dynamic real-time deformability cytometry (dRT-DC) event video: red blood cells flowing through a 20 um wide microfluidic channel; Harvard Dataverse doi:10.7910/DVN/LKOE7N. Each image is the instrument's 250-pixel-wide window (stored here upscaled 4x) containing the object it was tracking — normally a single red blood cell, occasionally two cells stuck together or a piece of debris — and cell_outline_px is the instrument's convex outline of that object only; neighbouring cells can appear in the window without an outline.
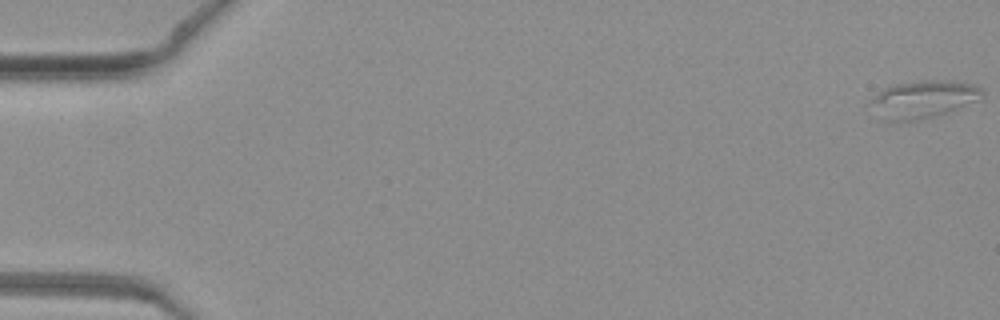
{"species": "common noctule bat (a hibernating species)", "species_latin": "Nyctalus noctula", "temperature_condition": "warm", "stored_images_in_passage": 16, "camera_frame_rate_fps": 3000, "um_per_image_px": 0.085, "animal": {"sex": "female", "body_mass_g": 19.3, "forearm_length_mm": 54.1}, "frame": {"image": 1, "passage_image": 1, "time_ms": 0.0, "image_size_px": [1000, 320], "cell_outline_px": [[984, 96], [980, 100], [944, 112], [916, 120], [880, 120], [868, 104], [884, 88], [896, 84], [920, 80], [952, 80], [976, 84], [984, 88]], "centroid_in_image_um": [78.51, 8.41], "position_along_channel_um": 6.5, "area_um2": 24.33}}
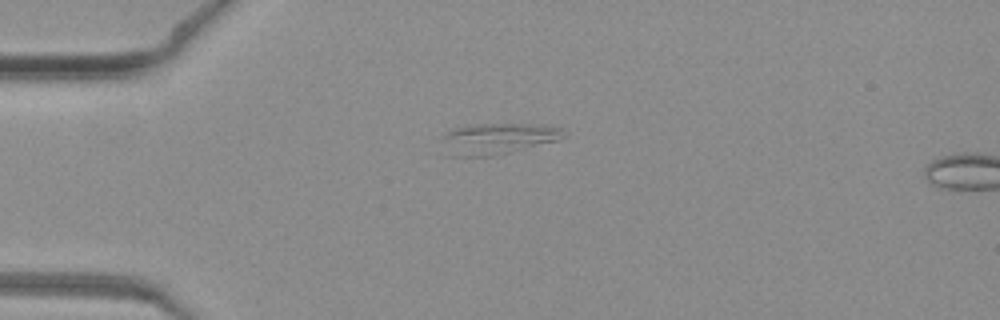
{"frame": {"image": 2, "passage_image": 13, "time_ms": 4.0, "image_size_px": [1000, 320], "cell_outline_px": [[568, 136], [560, 140], [492, 156], [444, 156], [444, 136], [452, 128], [472, 124], [540, 124], [560, 128]], "centroid_in_image_um": [42.31, 11.79], "position_along_channel_um": 42.7, "area_um2": 22.2}}